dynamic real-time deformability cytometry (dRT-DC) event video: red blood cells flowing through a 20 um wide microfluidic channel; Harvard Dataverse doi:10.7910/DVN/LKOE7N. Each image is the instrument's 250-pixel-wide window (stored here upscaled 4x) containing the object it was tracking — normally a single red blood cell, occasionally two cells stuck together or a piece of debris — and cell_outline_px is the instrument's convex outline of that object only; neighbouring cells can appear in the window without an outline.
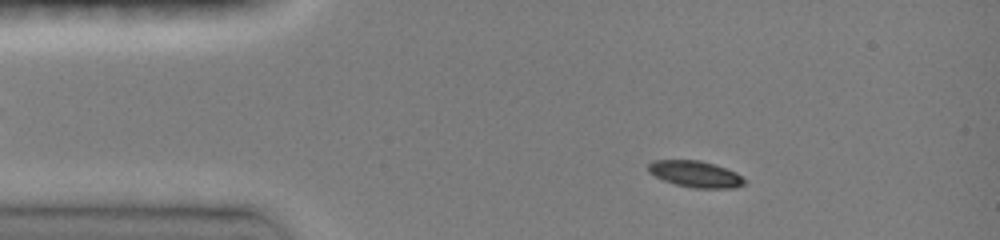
{"species": "common noctule bat (a hibernating species)", "species_latin": "Nyctalus noctula", "temperature_condition": "room temperature", "stored_images_in_passage": 8, "camera_frame_rate_fps": 3000, "um_per_image_px": 0.085, "animal": {"sex": "female", "body_mass_g": 19.0, "forearm_length_mm": 51.5}, "frame": {"image": 1, "passage_image": 5, "time_ms": 2.0, "image_size_px": [1000, 240], "cell_outline_px": [[744, 184], [736, 188], [692, 188], [676, 184], [664, 180], [648, 172], [648, 164], [652, 160], [700, 160], [736, 172], [744, 180]], "centroid_in_image_um": [59.08, 14.8], "position_along_channel_um": 25.9, "area_um2": 14.62}}
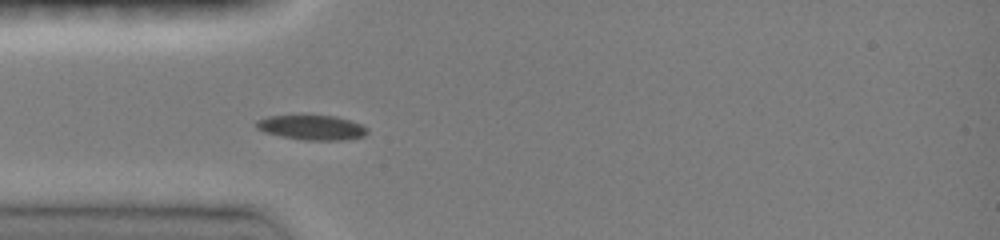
{"frame": {"image": 2, "passage_image": 8, "time_ms": 4.0, "image_size_px": [1000, 240], "cell_outline_px": [[368, 132], [364, 136], [344, 140], [304, 140], [280, 136], [264, 132], [256, 128], [256, 120], [268, 116], [336, 116], [360, 124], [368, 128]], "centroid_in_image_um": [26.5, 10.85], "position_along_channel_um": 58.5, "area_um2": 15.9}}